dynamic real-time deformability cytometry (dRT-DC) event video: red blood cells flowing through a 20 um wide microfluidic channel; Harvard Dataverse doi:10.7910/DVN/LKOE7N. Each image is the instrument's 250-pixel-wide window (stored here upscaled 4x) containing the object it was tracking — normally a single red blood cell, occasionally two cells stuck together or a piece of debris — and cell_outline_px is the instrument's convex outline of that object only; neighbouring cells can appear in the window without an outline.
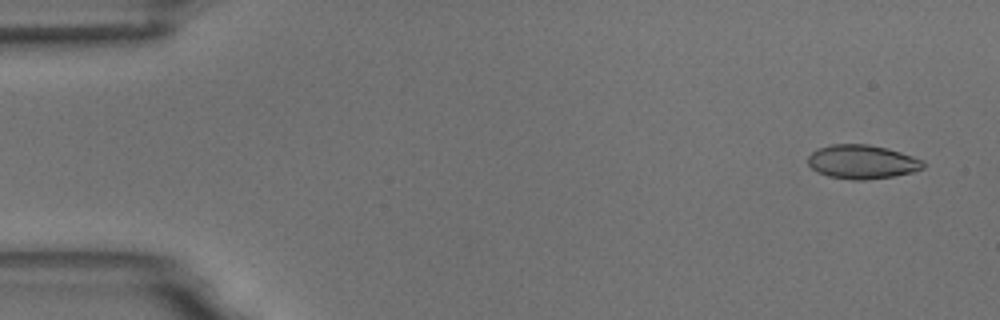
{"species": "common noctule bat (a hibernating species)", "species_latin": "Nyctalus noctula", "temperature_condition": "room temperature", "stored_images_in_passage": 5, "segment_of_instrument_passage": [2, 2], "camera_frame_rate_fps": 3000, "um_per_image_px": 0.085, "animal": {"sex": "male", "body_mass_g": 18.8}, "frame": {"image": 1, "passage_image": 5, "time_ms": 4.667, "image_size_px": [1000, 320], "cell_outline_px": [[924, 168], [912, 172], [892, 176], [864, 180], [852, 180], [828, 176], [816, 172], [808, 164], [808, 156], [816, 148], [832, 144], [868, 144], [900, 152], [924, 160]], "centroid_in_image_um": [73.25, 13.76], "position_along_channel_um": 11.8, "area_um2": 22.77}}